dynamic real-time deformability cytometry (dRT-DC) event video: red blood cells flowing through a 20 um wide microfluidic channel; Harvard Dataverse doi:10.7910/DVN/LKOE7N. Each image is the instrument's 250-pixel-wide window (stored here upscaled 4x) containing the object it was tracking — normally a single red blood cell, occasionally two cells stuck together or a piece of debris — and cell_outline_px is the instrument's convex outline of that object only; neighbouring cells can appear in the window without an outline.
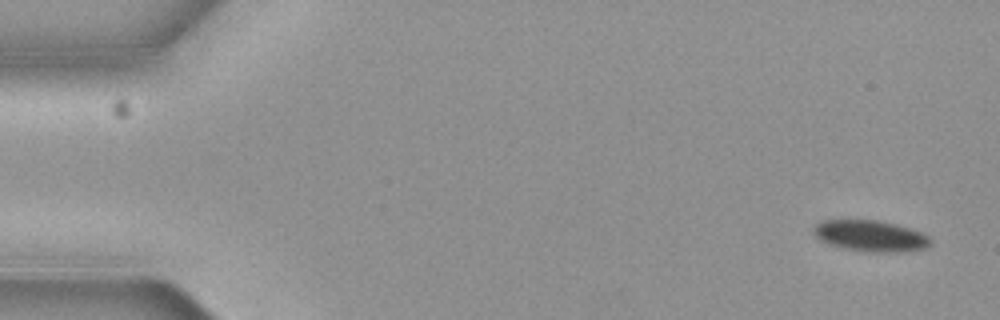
{"species": "common noctule bat (a hibernating species)", "species_latin": "Nyctalus noctula", "temperature_condition": "cold", "stored_images_in_passage": 5, "camera_frame_rate_fps": 3000, "um_per_image_px": 0.085, "animal": {"sex": "female", "body_mass_g": 19.3, "forearm_length_mm": 54.1}, "frame": {"image": 1, "passage_image": 1, "time_ms": 0.0, "image_size_px": [1000, 320], "cell_outline_px": [[932, 244], [924, 248], [900, 252], [864, 252], [844, 248], [828, 244], [820, 240], [816, 236], [812, 228], [820, 220], [880, 220], [912, 228], [928, 236], [932, 240]], "centroid_in_image_um": [73.99, 20.05], "position_along_channel_um": 11.0, "area_um2": 21.44}}